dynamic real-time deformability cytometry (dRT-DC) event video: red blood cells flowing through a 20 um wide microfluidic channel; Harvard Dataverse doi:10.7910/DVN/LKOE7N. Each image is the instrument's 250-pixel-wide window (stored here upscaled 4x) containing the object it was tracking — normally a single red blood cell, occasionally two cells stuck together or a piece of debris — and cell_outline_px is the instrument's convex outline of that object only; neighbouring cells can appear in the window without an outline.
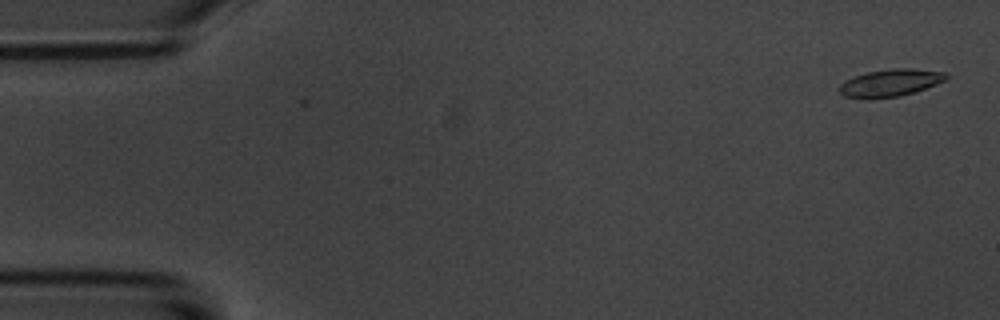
{"species": "common noctule bat (a hibernating species)", "species_latin": "Nyctalus noctula", "temperature_condition": "room temperature", "stored_images_in_passage": 2, "camera_frame_rate_fps": 3000, "um_per_image_px": 0.085, "animal": {"sex": "male", "body_mass_g": 20.1, "forearm_length_mm": 53.5}, "frame": {"image": 1, "passage_image": 2, "time_ms": 1.0, "image_size_px": [1000, 320], "cell_outline_px": [[948, 76], [944, 80], [936, 84], [900, 96], [844, 96], [840, 92], [840, 84], [852, 76], [868, 72], [892, 68], [912, 68], [944, 72]], "centroid_in_image_um": [75.7, 6.99], "position_along_channel_um": 9.3, "area_um2": 16.18}}